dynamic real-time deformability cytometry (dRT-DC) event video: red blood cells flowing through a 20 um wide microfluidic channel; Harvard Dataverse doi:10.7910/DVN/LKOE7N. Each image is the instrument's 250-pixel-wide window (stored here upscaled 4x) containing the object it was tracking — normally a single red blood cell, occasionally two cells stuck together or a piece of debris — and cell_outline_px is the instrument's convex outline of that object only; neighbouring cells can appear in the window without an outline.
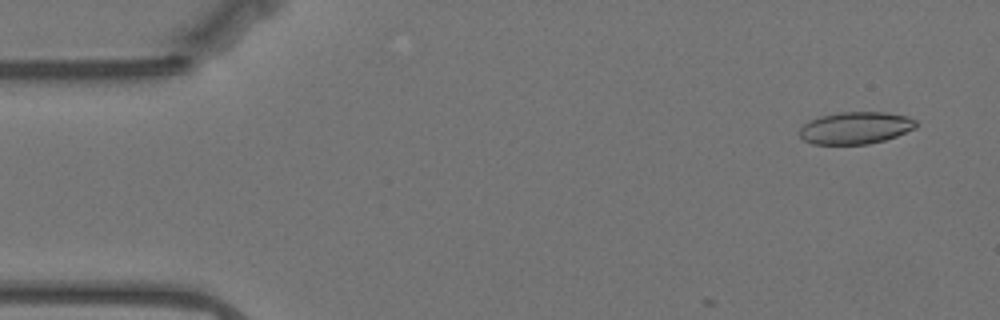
{"species": "Egyptian fruit bat (a non-hibernating species)", "species_latin": "Rousettus aegyptiacus", "temperature_condition": "warm", "stored_images_in_passage": 8, "camera_frame_rate_fps": 3000, "um_per_image_px": 0.085, "animal": {"sex": "female"}, "frame": {"image": 1, "passage_image": 2, "time_ms": 0.333, "image_size_px": [1000, 320], "cell_outline_px": [[916, 128], [896, 136], [884, 140], [868, 144], [812, 144], [804, 140], [800, 136], [800, 128], [808, 120], [820, 116], [840, 112], [884, 112], [908, 116], [916, 120]], "centroid_in_image_um": [72.72, 10.87], "position_along_channel_um": 12.3, "area_um2": 21.85}}